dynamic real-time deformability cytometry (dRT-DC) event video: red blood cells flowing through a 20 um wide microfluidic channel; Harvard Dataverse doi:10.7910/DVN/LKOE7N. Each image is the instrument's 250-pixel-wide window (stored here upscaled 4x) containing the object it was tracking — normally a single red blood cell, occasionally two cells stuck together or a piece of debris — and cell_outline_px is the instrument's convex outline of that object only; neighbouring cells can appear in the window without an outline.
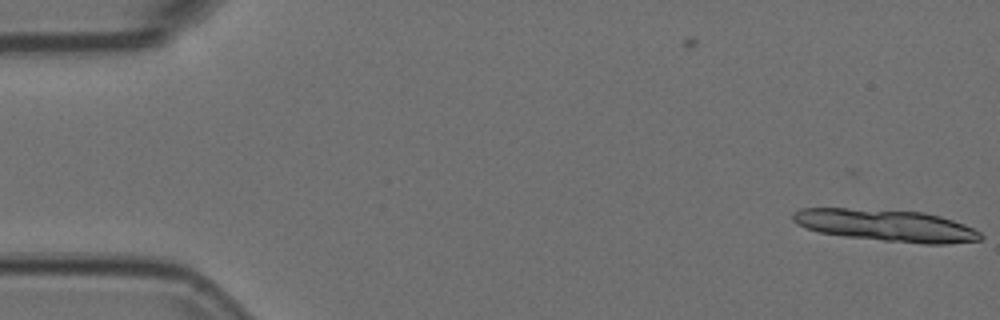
{"species": "Egyptian fruit bat (a non-hibernating species)", "species_latin": "Rousettus aegyptiacus", "temperature_condition": "room temperature", "stored_images_in_passage": 5, "camera_frame_rate_fps": 3000, "um_per_image_px": 0.085, "animal": {"sex": "female"}, "frame": {"image": 1, "passage_image": 5, "time_ms": 1.333, "image_size_px": [1000, 320], "cell_outline_px": [[984, 236], [980, 240], [948, 244], [920, 244], [844, 236], [820, 232], [796, 224], [792, 220], [792, 212], [800, 208], [844, 208], [924, 212], [940, 216], [964, 224], [980, 232]], "centroid_in_image_um": [75.33, 19.16], "position_along_channel_um": 9.7, "area_um2": 34.85}}